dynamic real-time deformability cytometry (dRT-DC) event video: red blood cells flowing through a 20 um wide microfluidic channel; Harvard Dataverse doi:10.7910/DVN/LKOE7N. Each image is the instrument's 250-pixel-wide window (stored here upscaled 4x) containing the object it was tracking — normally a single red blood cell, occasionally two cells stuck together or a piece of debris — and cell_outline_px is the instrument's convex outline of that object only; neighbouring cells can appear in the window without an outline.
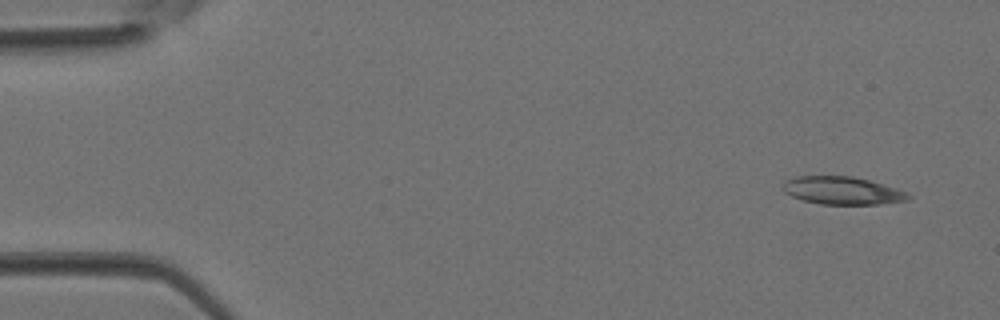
{"species": "Egyptian fruit bat (a non-hibernating species)", "species_latin": "Rousettus aegyptiacus", "temperature_condition": "room temperature", "stored_images_in_passage": 4, "camera_frame_rate_fps": 3000, "um_per_image_px": 0.085, "animal": {"sex": "female"}, "frame": {"image": 1, "passage_image": 1, "time_ms": 0.0, "image_size_px": [1000, 320], "cell_outline_px": [[912, 196], [908, 200], [880, 204], [820, 204], [800, 200], [784, 192], [780, 188], [780, 184], [796, 176], [852, 176], [868, 180], [896, 188]], "centroid_in_image_um": [71.53, 16.2], "position_along_channel_um": 13.5, "area_um2": 20.35}}